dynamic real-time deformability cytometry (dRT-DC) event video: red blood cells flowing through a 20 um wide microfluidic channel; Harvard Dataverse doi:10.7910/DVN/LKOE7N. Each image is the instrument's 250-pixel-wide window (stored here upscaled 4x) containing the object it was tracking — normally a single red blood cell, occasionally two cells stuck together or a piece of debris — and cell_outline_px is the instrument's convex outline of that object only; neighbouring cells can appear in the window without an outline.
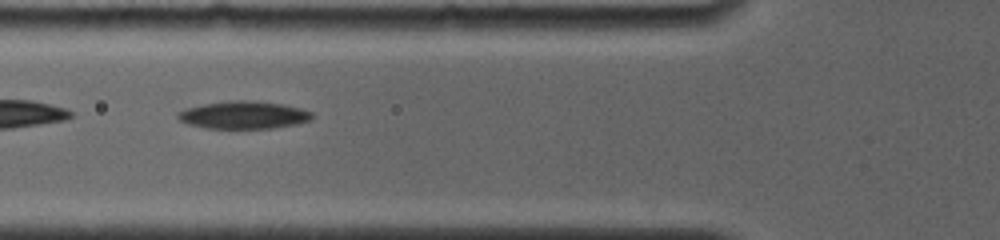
{"species": "common noctule bat (a hibernating species)", "species_latin": "Nyctalus noctula", "temperature_condition": "room temperature", "stored_images_in_passage": 4, "camera_frame_rate_fps": 4000, "um_per_image_px": 0.085, "animal": {"sex": "female", "body_mass_g": 19.0, "forearm_length_mm": 56.7}, "frame": {"image": 1, "passage_image": 2, "time_ms": 0.75, "image_size_px": [1000, 240], "cell_outline_px": [[312, 120], [296, 124], [272, 128], [204, 128], [188, 124], [180, 120], [176, 116], [176, 112], [184, 108], [204, 104], [228, 100], [256, 100], [284, 104], [300, 108], [312, 112]], "centroid_in_image_um": [20.69, 9.76], "position_along_channel_um": 105.1, "area_um2": 21.85}}
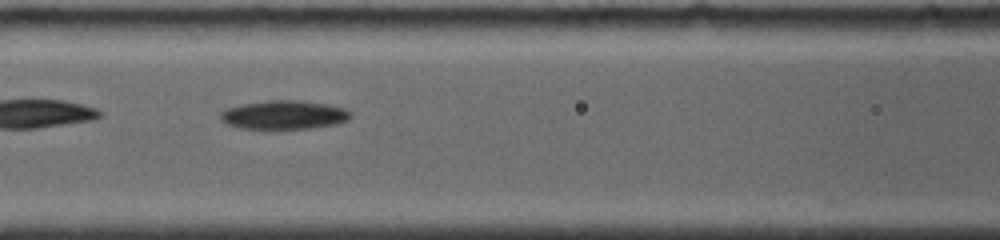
{"frame": {"image": 2, "passage_image": 3, "time_ms": 1.75, "image_size_px": [1000, 240], "cell_outline_px": [[352, 116], [348, 120], [336, 124], [312, 128], [276, 132], [272, 132], [240, 128], [228, 124], [220, 120], [220, 112], [224, 108], [240, 104], [268, 100], [300, 100], [328, 104], [344, 108], [352, 112]], "centroid_in_image_um": [24.1, 9.81], "position_along_channel_um": 142.5, "area_um2": 23.06}}